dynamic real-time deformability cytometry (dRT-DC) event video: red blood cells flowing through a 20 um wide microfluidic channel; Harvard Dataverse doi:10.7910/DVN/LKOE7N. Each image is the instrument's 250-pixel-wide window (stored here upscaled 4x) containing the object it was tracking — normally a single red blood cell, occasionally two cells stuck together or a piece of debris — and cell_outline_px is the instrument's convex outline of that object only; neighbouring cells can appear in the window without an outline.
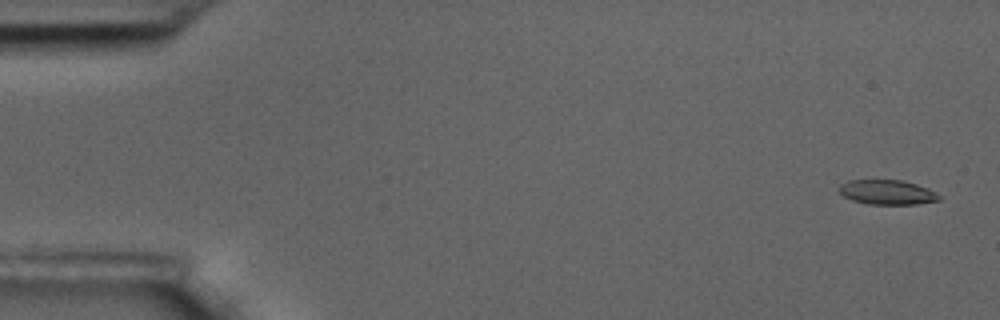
{"species": "common noctule bat (a hibernating species)", "species_latin": "Nyctalus noctula", "temperature_condition": "room temperature", "stored_images_in_passage": 5, "camera_frame_rate_fps": 3000, "um_per_image_px": 0.085, "animal": {"sex": "male", "body_mass_g": 17.5, "forearm_length_mm": 52.3}, "frame": {"image": 1, "passage_image": 1, "time_ms": 0.0, "image_size_px": [1000, 320], "cell_outline_px": [[940, 200], [916, 204], [868, 204], [852, 200], [844, 196], [840, 192], [840, 184], [848, 180], [900, 180], [916, 184], [928, 188], [936, 192], [940, 196]], "centroid_in_image_um": [75.42, 16.34], "position_along_channel_um": 9.6, "area_um2": 14.28}}
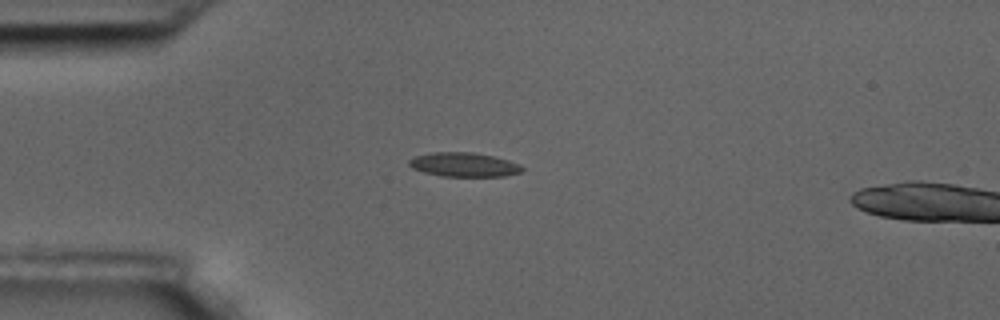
{"frame": {"image": 2, "passage_image": 4, "time_ms": 1.0, "image_size_px": [1000, 320], "cell_outline_px": [[524, 168], [520, 172], [504, 176], [440, 176], [424, 172], [412, 168], [408, 164], [408, 160], [416, 156], [432, 152], [472, 152], [492, 156], [508, 160], [520, 164]], "centroid_in_image_um": [39.42, 13.99], "position_along_channel_um": 45.6, "area_um2": 15.84}}